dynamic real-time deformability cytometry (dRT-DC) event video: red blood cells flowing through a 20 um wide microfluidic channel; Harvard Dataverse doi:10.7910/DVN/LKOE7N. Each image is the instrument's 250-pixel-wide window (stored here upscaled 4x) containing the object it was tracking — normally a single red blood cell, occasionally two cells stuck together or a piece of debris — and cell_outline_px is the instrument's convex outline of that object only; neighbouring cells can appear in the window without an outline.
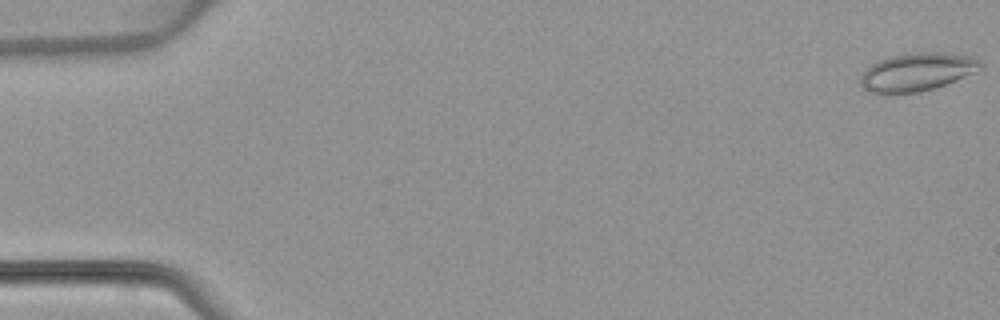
{"species": "common noctule bat (a hibernating species)", "species_latin": "Nyctalus noctula", "temperature_condition": "warm", "stored_images_in_passage": 11, "camera_frame_rate_fps": 3000, "um_per_image_px": 0.085, "animal": {"sex": "female", "body_mass_g": 22.7, "forearm_length_mm": 54.2}, "frame": {"image": 1, "passage_image": 1, "time_ms": 0.0, "image_size_px": [1000, 320], "cell_outline_px": [[984, 64], [976, 72], [936, 88], [920, 92], [872, 92], [864, 88], [860, 84], [860, 76], [872, 64], [880, 60], [904, 52], [944, 52], [976, 56]], "centroid_in_image_um": [78.03, 6.08], "position_along_channel_um": 7.0, "area_um2": 26.7}}